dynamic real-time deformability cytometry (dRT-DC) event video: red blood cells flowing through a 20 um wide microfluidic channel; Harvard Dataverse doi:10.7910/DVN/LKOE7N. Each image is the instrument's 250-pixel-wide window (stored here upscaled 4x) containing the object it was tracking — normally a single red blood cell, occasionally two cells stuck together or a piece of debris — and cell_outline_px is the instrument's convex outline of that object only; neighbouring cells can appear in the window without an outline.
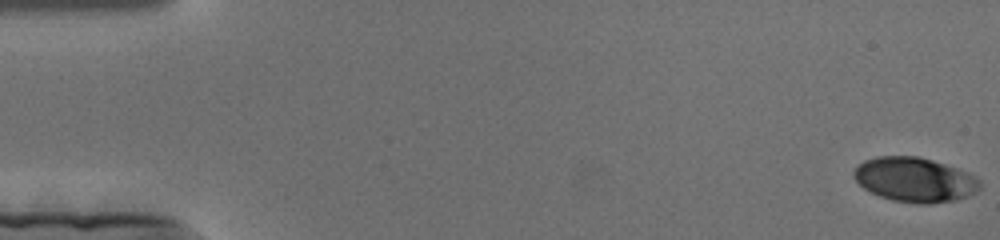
{"species": "human", "species_latin": "Homo sapiens", "temperature_condition": "cold", "stored_images_in_passage": 169, "camera_frame_rate_fps": 3000, "um_per_image_px": 0.085, "donor": {"sex": "female"}, "frame": {"image": 1, "passage_image": 1, "time_ms": 0.0, "image_size_px": [1000, 240], "cell_outline_px": [[980, 188], [976, 192], [968, 196], [956, 200], [928, 204], [920, 204], [892, 200], [880, 196], [864, 188], [852, 176], [852, 172], [864, 160], [876, 156], [920, 156], [968, 172], [976, 176], [980, 180]], "centroid_in_image_um": [77.77, 15.27], "position_along_channel_um": 7.2, "area_um2": 32.77}}
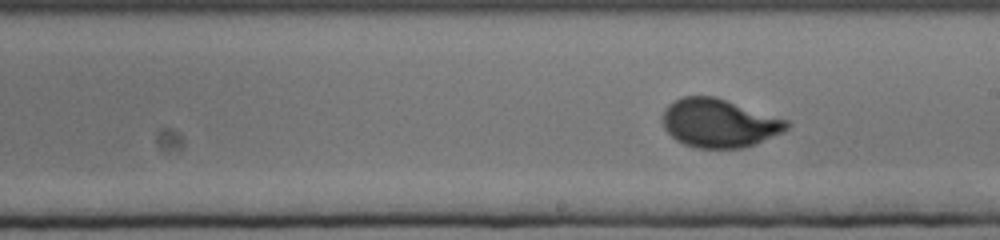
{"frame": {"image": 2, "passage_image": 95, "time_ms": 31.333, "image_size_px": [1000, 240], "cell_outline_px": [[792, 124], [788, 128], [756, 144], [744, 148], [696, 148], [684, 144], [676, 140], [664, 128], [664, 108], [668, 104], [684, 96], [716, 96], [788, 120]], "centroid_in_image_um": [61.13, 10.46], "position_along_channel_um": 227.9, "area_um2": 35.03}}
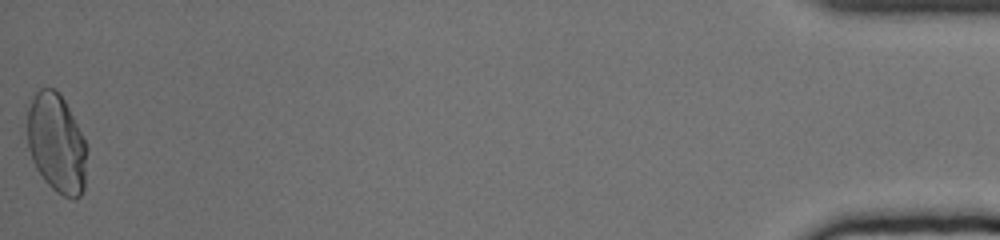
{"frame": {"image": 3, "passage_image": 169, "time_ms": 56.0, "image_size_px": [1000, 240], "cell_outline_px": [[88, 148], [84, 188], [80, 196], [76, 200], [72, 200], [56, 192], [44, 180], [36, 168], [32, 160], [28, 148], [28, 108], [32, 96], [40, 88], [52, 88], [60, 92], [88, 144]], "centroid_in_image_um": [4.84, 12.2], "position_along_channel_um": 430.4, "area_um2": 34.97}}